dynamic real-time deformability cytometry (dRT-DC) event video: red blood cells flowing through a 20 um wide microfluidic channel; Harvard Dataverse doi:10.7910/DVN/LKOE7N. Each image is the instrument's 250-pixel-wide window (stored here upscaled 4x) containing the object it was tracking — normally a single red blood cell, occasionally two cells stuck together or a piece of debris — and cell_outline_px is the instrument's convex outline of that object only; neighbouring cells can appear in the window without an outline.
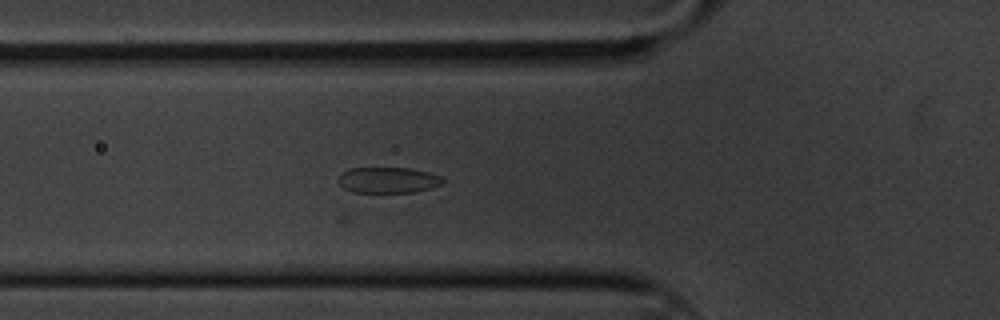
{"species": "common noctule bat (a hibernating species)", "species_latin": "Nyctalus noctula", "temperature_condition": "cold", "stored_images_in_passage": 12, "camera_frame_rate_fps": 3000, "um_per_image_px": 0.085, "animal": {"sex": "male", "body_mass_g": 20.1, "forearm_length_mm": 53.5}, "frame": {"image": 1, "passage_image": 3, "time_ms": 0.667, "image_size_px": [1000, 320], "cell_outline_px": [[444, 184], [432, 188], [416, 192], [352, 192], [344, 188], [336, 180], [340, 172], [348, 168], [412, 168], [428, 172], [440, 176], [444, 180]], "centroid_in_image_um": [32.97, 15.3], "position_along_channel_um": 92.8, "area_um2": 16.01}}
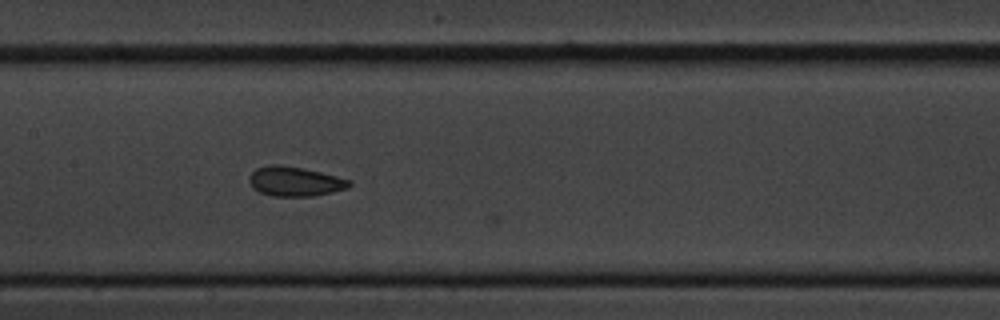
{"frame": {"image": 2, "passage_image": 11, "time_ms": 3.333, "image_size_px": [1000, 320], "cell_outline_px": [[352, 184], [348, 188], [332, 192], [312, 196], [272, 196], [260, 192], [252, 188], [248, 180], [248, 176], [256, 168], [272, 164], [280, 164], [304, 168], [352, 180]], "centroid_in_image_um": [25.05, 15.41], "position_along_channel_um": 182.3, "area_um2": 17.4}}